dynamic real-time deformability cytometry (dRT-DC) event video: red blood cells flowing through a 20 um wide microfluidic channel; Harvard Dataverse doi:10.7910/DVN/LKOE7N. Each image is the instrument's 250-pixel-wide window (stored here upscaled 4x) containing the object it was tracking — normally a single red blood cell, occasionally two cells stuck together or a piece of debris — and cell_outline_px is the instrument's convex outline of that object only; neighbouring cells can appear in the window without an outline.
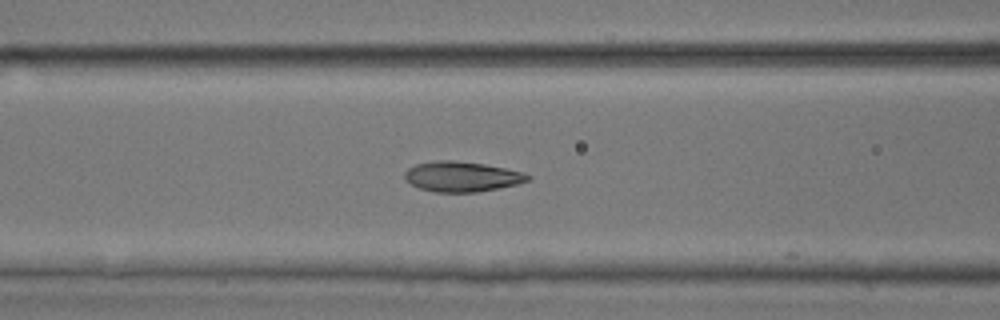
{"species": "common noctule bat (a hibernating species)", "species_latin": "Nyctalus noctula", "temperature_condition": "room temperature", "stored_images_in_passage": 24, "camera_frame_rate_fps": 3000, "um_per_image_px": 0.085, "animal": {"sex": "male", "body_mass_g": 17.9, "forearm_length_mm": 54.2}, "frame": {"image": 1, "passage_image": 20, "time_ms": 6.333, "image_size_px": [1000, 320], "cell_outline_px": [[532, 176], [528, 180], [516, 184], [476, 192], [436, 192], [420, 188], [404, 180], [404, 172], [408, 168], [416, 164], [436, 160], [452, 160], [484, 164], [524, 172]], "centroid_in_image_um": [39.22, 15.0], "position_along_channel_um": 127.4, "area_um2": 21.5}}